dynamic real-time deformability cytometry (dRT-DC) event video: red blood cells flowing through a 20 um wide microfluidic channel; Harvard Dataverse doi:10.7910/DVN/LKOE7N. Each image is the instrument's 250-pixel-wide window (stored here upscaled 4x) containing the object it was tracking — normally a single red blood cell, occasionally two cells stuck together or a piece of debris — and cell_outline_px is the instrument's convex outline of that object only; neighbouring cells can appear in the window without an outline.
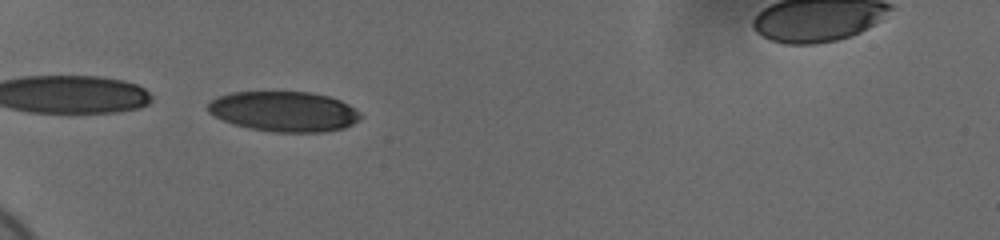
{"species": "human", "species_latin": "Homo sapiens", "temperature_condition": "cold", "stored_images_in_passage": 38, "camera_frame_rate_fps": 3000, "um_per_image_px": 0.085, "donor": {"sex": "female"}, "frame": {"image": 1, "passage_image": 1, "time_ms": 0.0, "image_size_px": [1000, 240], "cell_outline_px": [[364, 116], [360, 120], [344, 128], [324, 132], [272, 132], [248, 128], [224, 120], [208, 112], [208, 104], [212, 100], [220, 96], [232, 92], [308, 92], [328, 96], [340, 100], [348, 104], [360, 112]], "centroid_in_image_um": [24.19, 9.48], "position_along_channel_um": 60.8, "area_um2": 35.66}}
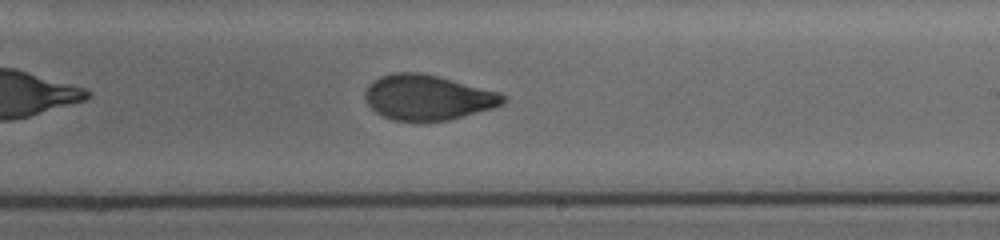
{"frame": {"image": 2, "passage_image": 18, "time_ms": 5.667, "image_size_px": [1000, 240], "cell_outline_px": [[508, 96], [500, 104], [492, 108], [448, 120], [392, 120], [376, 112], [364, 100], [364, 92], [368, 84], [372, 80], [380, 76], [392, 72], [420, 72], [500, 92]], "centroid_in_image_um": [36.3, 8.26], "position_along_channel_um": 252.7, "area_um2": 36.07}}
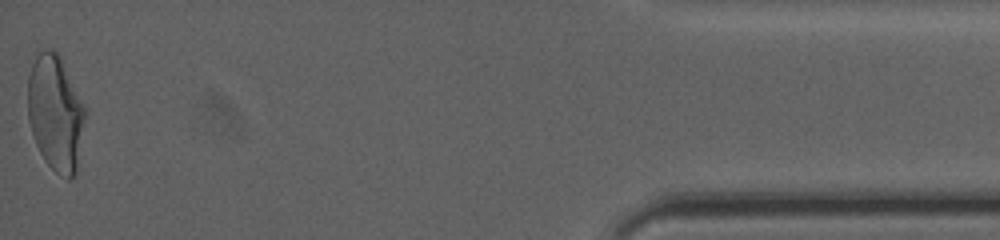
{"frame": {"image": 3, "passage_image": 38, "time_ms": 12.333, "image_size_px": [1000, 240], "cell_outline_px": [[88, 108], [76, 176], [68, 180], [60, 176], [44, 160], [36, 144], [28, 120], [28, 76], [32, 64], [36, 56], [44, 48], [52, 48], [60, 56]], "centroid_in_image_um": [4.76, 9.62], "position_along_channel_um": 430.4, "area_um2": 39.59}, "authors_computed_cell_mechanics": {"area_um2": 37.0787, "velocity_mm_per_s": 3.6951, "shape_relaxation_time_tau1_ms": 7.3992, "shape_relaxation_time_tau2_ms": 1.0176, "deformation_change_tau1": 0.2055, "deformation_change_tau2": 0.0599}}